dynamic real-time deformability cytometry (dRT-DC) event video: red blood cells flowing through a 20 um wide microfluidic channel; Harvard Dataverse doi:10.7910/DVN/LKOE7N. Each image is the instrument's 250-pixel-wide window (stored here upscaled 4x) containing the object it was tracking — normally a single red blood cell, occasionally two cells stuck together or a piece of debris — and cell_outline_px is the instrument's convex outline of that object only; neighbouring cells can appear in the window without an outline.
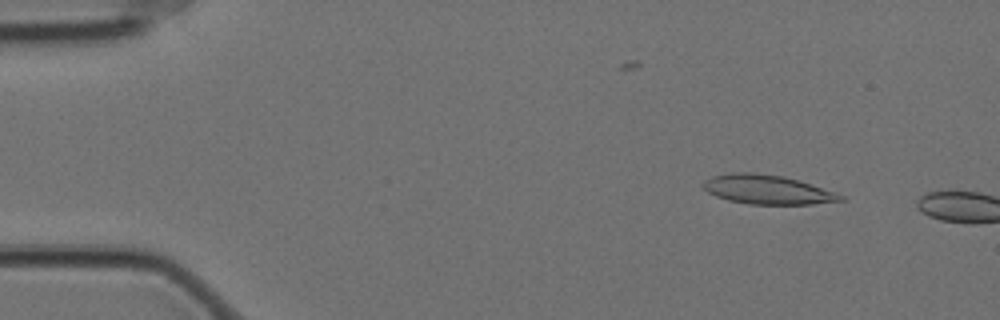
{"species": "Egyptian fruit bat (a non-hibernating species)", "species_latin": "Rousettus aegyptiacus", "temperature_condition": "cold", "stored_images_in_passage": 8, "camera_frame_rate_fps": 3000, "um_per_image_px": 0.085, "animal": {"sex": "female"}, "frame": {"image": 1, "passage_image": 6, "time_ms": 1.667, "image_size_px": [1000, 320], "cell_outline_px": [[848, 200], [812, 204], [748, 204], [728, 200], [716, 196], [708, 192], [700, 184], [704, 180], [712, 176], [732, 172], [752, 172], [784, 176], [800, 180], [836, 192], [844, 196]], "centroid_in_image_um": [65.24, 16.11], "position_along_channel_um": 19.8, "area_um2": 23.64}}